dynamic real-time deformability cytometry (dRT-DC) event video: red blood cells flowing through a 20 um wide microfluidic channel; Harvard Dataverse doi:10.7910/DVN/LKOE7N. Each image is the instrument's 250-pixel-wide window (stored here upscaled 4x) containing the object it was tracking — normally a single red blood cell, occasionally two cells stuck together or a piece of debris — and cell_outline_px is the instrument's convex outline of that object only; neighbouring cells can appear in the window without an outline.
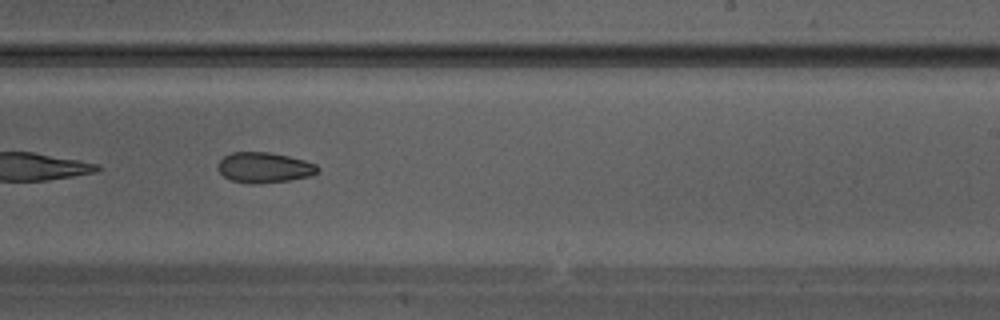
{"species": "Egyptian fruit bat (a non-hibernating species)", "species_latin": "Rousettus aegyptiacus", "temperature_condition": "warm", "stored_images_in_passage": 34, "camera_frame_rate_fps": 3000, "um_per_image_px": 0.085, "animal": {"sex": "male"}, "frame": {"image": 1, "passage_image": 20, "time_ms": 6.333, "image_size_px": [1000, 320], "cell_outline_px": [[320, 172], [308, 176], [288, 180], [256, 184], [252, 184], [232, 180], [224, 176], [216, 168], [216, 164], [224, 156], [232, 152], [268, 152], [288, 156], [304, 160], [316, 164], [320, 168]], "centroid_in_image_um": [22.45, 14.23], "position_along_channel_um": 266.6, "area_um2": 17.69}}